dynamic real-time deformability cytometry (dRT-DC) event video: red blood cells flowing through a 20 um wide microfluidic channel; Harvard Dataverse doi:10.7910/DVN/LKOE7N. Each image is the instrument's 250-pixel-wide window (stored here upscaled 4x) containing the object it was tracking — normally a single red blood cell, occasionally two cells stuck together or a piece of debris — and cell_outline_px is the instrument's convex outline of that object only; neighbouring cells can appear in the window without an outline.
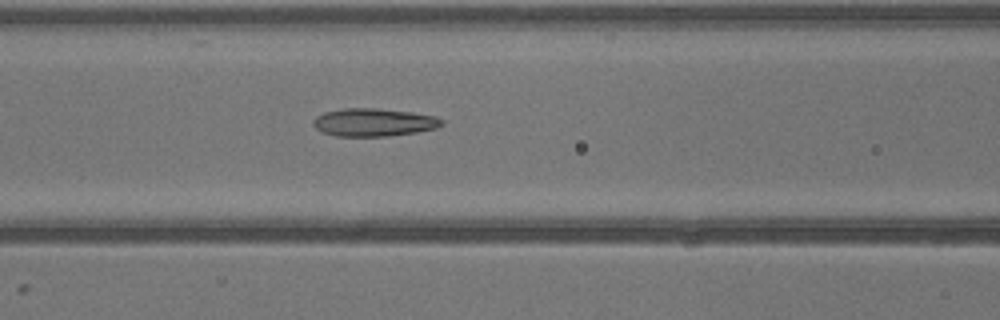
{"species": "common noctule bat (a hibernating species)", "species_latin": "Nyctalus noctula", "temperature_condition": "warm", "stored_images_in_passage": 40, "camera_frame_rate_fps": 3000, "um_per_image_px": 0.085, "animal": {"sex": "male", "body_mass_g": 13.3}, "frame": {"image": 1, "passage_image": 17, "time_ms": 5.333, "image_size_px": [1000, 320], "cell_outline_px": [[444, 124], [436, 128], [416, 132], [388, 136], [336, 136], [324, 132], [316, 128], [312, 124], [312, 120], [316, 116], [324, 112], [344, 108], [380, 108], [412, 112], [436, 116], [444, 120]], "centroid_in_image_um": [31.78, 10.39], "position_along_channel_um": 134.8, "area_um2": 21.04}}
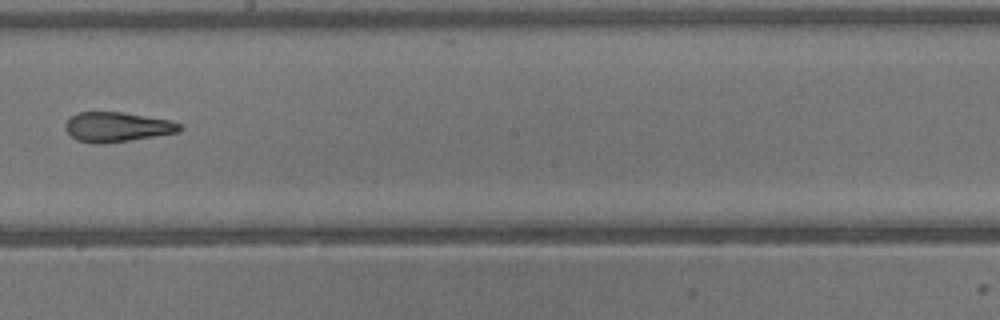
{"frame": {"image": 2, "passage_image": 23, "time_ms": 7.333, "image_size_px": [1000, 320], "cell_outline_px": [[184, 128], [180, 132], [156, 136], [104, 144], [100, 144], [76, 140], [64, 128], [64, 124], [72, 116], [80, 112], [120, 112], [172, 120], [184, 124]], "centroid_in_image_um": [10.02, 10.79], "position_along_channel_um": 238.2, "area_um2": 19.94}}
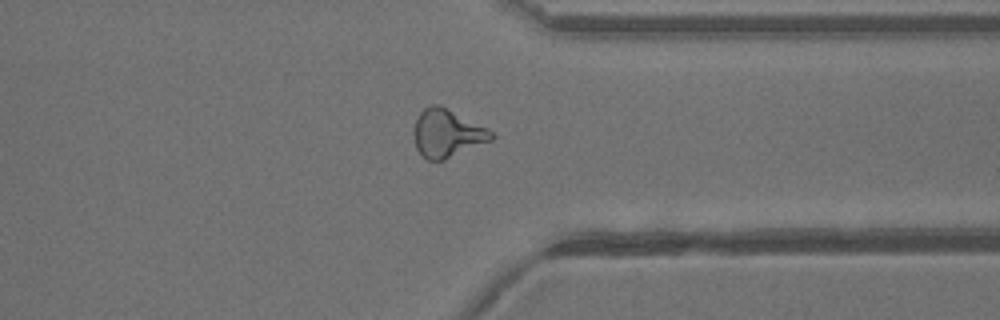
{"frame": {"image": 3, "passage_image": 31, "time_ms": 10.0, "image_size_px": [1000, 320], "cell_outline_px": [[496, 136], [492, 140], [444, 160], [428, 160], [416, 148], [412, 132], [416, 120], [420, 112], [424, 108], [432, 104], [440, 104], [492, 132]], "centroid_in_image_um": [37.96, 11.33], "position_along_channel_um": 373.4, "area_um2": 21.39}}